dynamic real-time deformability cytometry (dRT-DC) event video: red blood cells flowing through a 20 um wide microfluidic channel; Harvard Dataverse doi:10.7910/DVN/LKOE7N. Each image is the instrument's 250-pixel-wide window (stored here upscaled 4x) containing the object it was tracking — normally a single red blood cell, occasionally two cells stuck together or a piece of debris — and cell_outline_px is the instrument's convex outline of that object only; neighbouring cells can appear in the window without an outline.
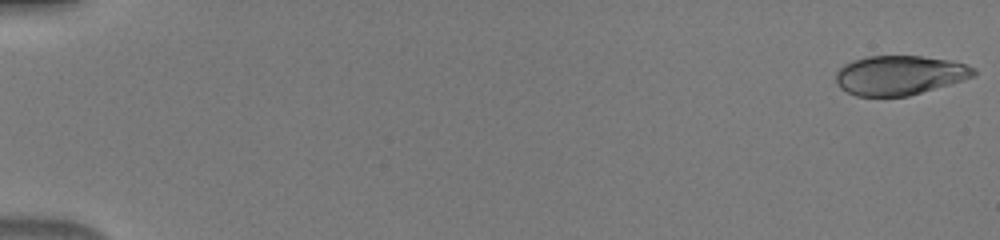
{"species": "human", "species_latin": "Homo sapiens", "temperature_condition": "warm", "stored_images_in_passage": 50, "camera_frame_rate_fps": 3000, "um_per_image_px": 0.085, "donor": {"sex": "male"}, "frame": {"image": 1, "passage_image": 1, "time_ms": 0.0, "image_size_px": [1000, 240], "cell_outline_px": [[976, 76], [908, 96], [856, 96], [840, 88], [836, 84], [836, 72], [844, 64], [852, 60], [868, 56], [920, 56], [952, 60], [976, 68]], "centroid_in_image_um": [76.46, 6.39], "position_along_channel_um": 8.5, "area_um2": 31.67}}
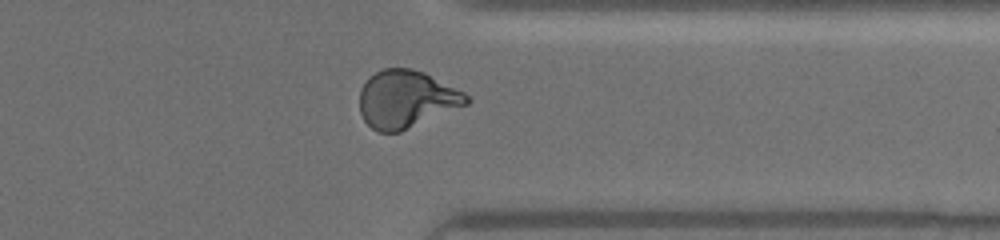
{"frame": {"image": 2, "passage_image": 41, "time_ms": 13.333, "image_size_px": [1000, 240], "cell_outline_px": [[472, 100], [468, 104], [400, 132], [376, 132], [364, 120], [360, 112], [360, 88], [368, 76], [384, 68], [412, 68], [424, 72], [464, 92]], "centroid_in_image_um": [34.52, 8.42], "position_along_channel_um": 376.9, "area_um2": 35.95}}
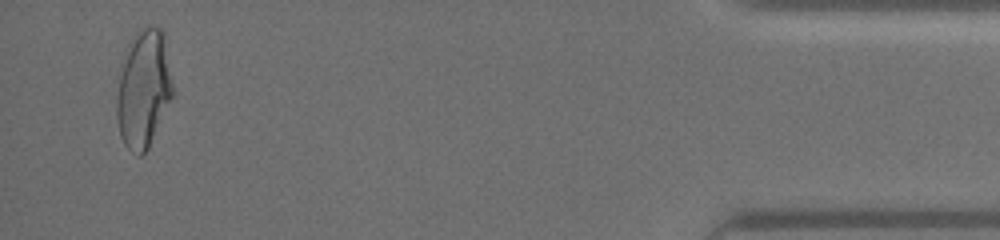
{"frame": {"image": 3, "passage_image": 49, "time_ms": 16.0, "image_size_px": [1000, 240], "cell_outline_px": [[172, 96], [148, 148], [140, 156], [136, 156], [124, 144], [120, 136], [116, 116], [116, 100], [120, 76], [128, 44], [132, 36], [144, 24], [152, 24], [160, 28], [164, 32], [172, 84]], "centroid_in_image_um": [12.19, 7.52], "position_along_channel_um": 423.0, "area_um2": 38.26}}